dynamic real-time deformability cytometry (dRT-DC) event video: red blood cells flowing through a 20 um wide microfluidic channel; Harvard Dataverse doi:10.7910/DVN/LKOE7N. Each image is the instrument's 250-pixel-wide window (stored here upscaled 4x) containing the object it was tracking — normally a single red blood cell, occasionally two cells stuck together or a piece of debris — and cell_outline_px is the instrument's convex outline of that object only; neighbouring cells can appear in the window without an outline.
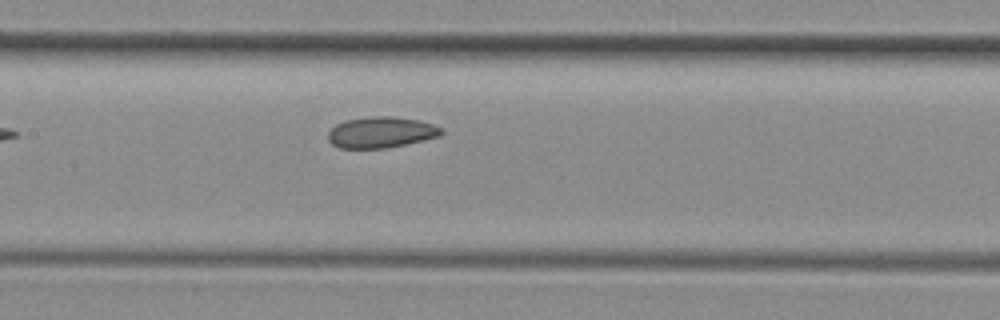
{"species": "common noctule bat (a hibernating species)", "species_latin": "Nyctalus noctula", "temperature_condition": "room temperature", "stored_images_in_passage": 5, "camera_frame_rate_fps": 3000, "um_per_image_px": 0.085, "animal": {"sex": "female", "body_mass_g": 29.2, "forearm_length_mm": 56.3}, "frame": {"image": 1, "passage_image": 5, "time_ms": 1.333, "image_size_px": [1000, 320], "cell_outline_px": [[444, 132], [440, 136], [388, 148], [340, 148], [332, 144], [328, 140], [328, 132], [336, 124], [348, 120], [372, 116], [396, 116], [420, 120], [444, 128]], "centroid_in_image_um": [32.42, 11.24], "position_along_channel_um": 175.0, "area_um2": 20.58}}